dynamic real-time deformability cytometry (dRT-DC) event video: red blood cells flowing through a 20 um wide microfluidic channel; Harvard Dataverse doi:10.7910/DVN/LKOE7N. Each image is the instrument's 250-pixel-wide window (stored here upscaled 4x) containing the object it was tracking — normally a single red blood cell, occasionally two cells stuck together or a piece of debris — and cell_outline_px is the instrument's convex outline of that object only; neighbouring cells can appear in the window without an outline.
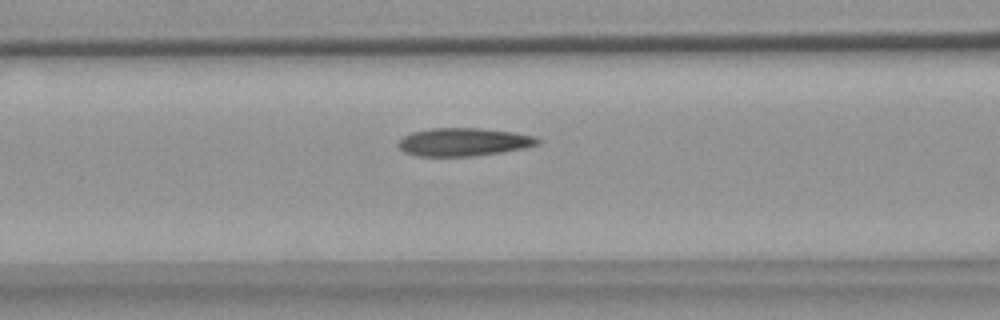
{"species": "common noctule bat (a hibernating species)", "species_latin": "Nyctalus noctula", "temperature_condition": "warm", "stored_images_in_passage": 42, "camera_frame_rate_fps": 3000, "um_per_image_px": 0.085, "animal": {"sex": "female", "body_mass_g": 18.4}, "frame": {"image": 1, "passage_image": 9, "time_ms": 2.667, "image_size_px": [1000, 320], "cell_outline_px": [[540, 144], [524, 148], [504, 152], [472, 156], [416, 156], [404, 152], [396, 144], [404, 136], [412, 132], [428, 128], [480, 128], [512, 132], [536, 136], [540, 140]], "centroid_in_image_um": [39.41, 12.07], "position_along_channel_um": 127.2, "area_um2": 22.95}}
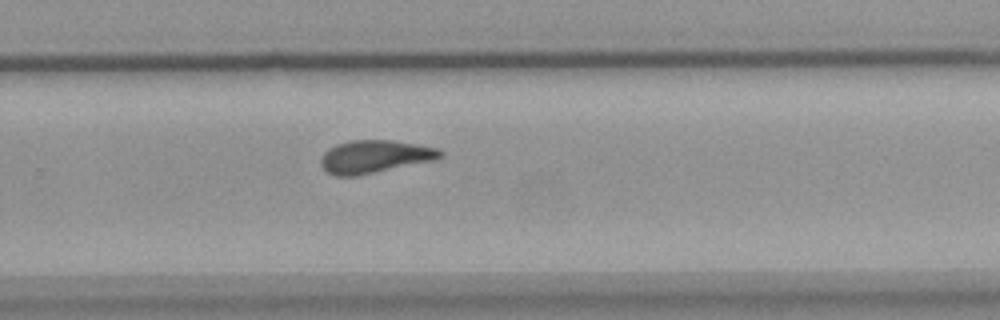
{"frame": {"image": 2, "passage_image": 23, "time_ms": 7.333, "image_size_px": [1000, 320], "cell_outline_px": [[444, 156], [432, 160], [356, 176], [332, 176], [320, 164], [320, 156], [328, 148], [336, 144], [352, 140], [392, 140], [416, 144], [436, 148], [444, 152]], "centroid_in_image_um": [31.8, 13.3], "position_along_channel_um": 298.0, "area_um2": 22.72}}
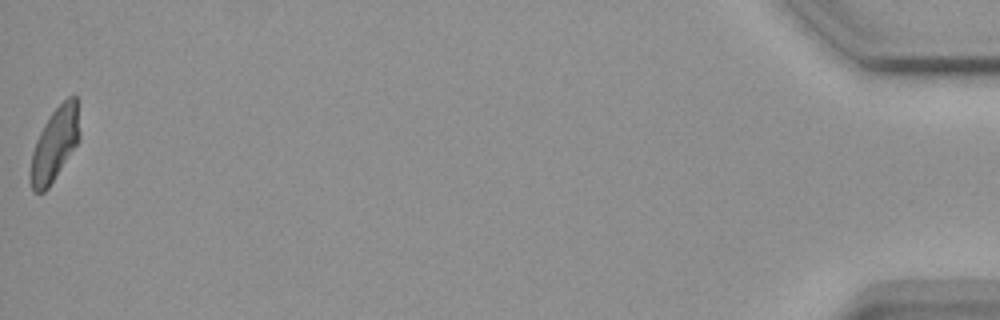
{"frame": {"image": 3, "passage_image": 42, "time_ms": 13.667, "image_size_px": [1000, 320], "cell_outline_px": [[80, 136], [76, 144], [48, 188], [44, 192], [32, 192], [28, 176], [28, 172], [32, 152], [36, 140], [44, 124], [52, 112], [68, 96], [76, 96], [80, 132]], "centroid_in_image_um": [4.61, 12.3], "position_along_channel_um": 430.6, "area_um2": 20.87}, "authors_computed_cell_mechanics": {"area_um2": 22.6576, "velocity_mm_per_s": 3.6767, "shape_relaxation_time_tau1_ms": null, "shape_relaxation_time_tau2_ms": 2.6041, "deformation_change_tau1": null, "deformation_change_tau2": 0.0929}}